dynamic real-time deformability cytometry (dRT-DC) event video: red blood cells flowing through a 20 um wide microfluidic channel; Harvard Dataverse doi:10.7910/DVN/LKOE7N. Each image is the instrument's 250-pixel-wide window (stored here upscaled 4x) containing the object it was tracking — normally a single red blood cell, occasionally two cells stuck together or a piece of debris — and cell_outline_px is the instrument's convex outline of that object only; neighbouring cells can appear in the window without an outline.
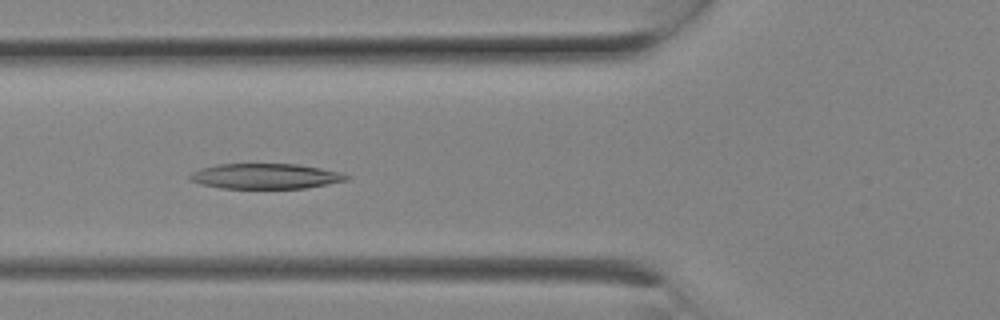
{"species": "Egyptian fruit bat (a non-hibernating species)", "species_latin": "Rousettus aegyptiacus", "temperature_condition": "room temperature", "stored_images_in_passage": 7, "camera_frame_rate_fps": 3000, "um_per_image_px": 0.085, "animal": {"sex": "female"}, "frame": {"image": 1, "passage_image": 6, "time_ms": 1.667, "image_size_px": [1000, 320], "cell_outline_px": [[348, 180], [328, 184], [304, 188], [220, 188], [200, 184], [188, 180], [188, 176], [192, 172], [200, 168], [216, 164], [296, 164], [320, 168], [340, 172], [348, 176]], "centroid_in_image_um": [22.5, 14.97], "position_along_channel_um": 103.3, "area_um2": 23.06}}
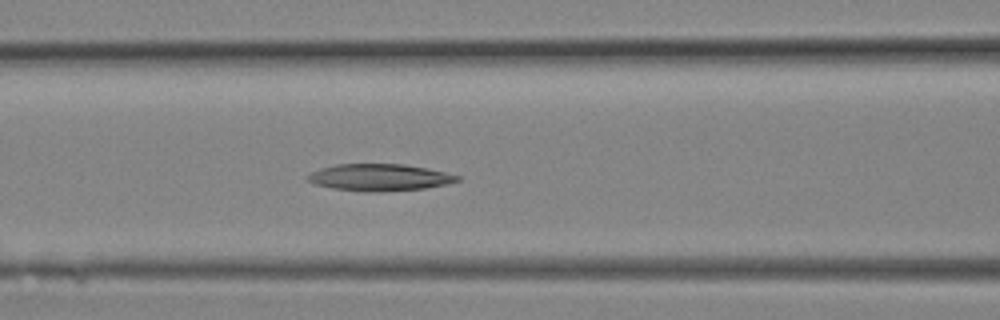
{"frame": {"image": 2, "passage_image": 7, "time_ms": 2.0, "image_size_px": [1000, 320], "cell_outline_px": [[460, 180], [448, 184], [424, 188], [372, 192], [364, 192], [332, 188], [316, 184], [308, 180], [308, 176], [312, 172], [320, 168], [336, 164], [404, 164], [428, 168], [460, 176]], "centroid_in_image_um": [32.27, 15.07], "position_along_channel_um": 134.3, "area_um2": 23.29}}